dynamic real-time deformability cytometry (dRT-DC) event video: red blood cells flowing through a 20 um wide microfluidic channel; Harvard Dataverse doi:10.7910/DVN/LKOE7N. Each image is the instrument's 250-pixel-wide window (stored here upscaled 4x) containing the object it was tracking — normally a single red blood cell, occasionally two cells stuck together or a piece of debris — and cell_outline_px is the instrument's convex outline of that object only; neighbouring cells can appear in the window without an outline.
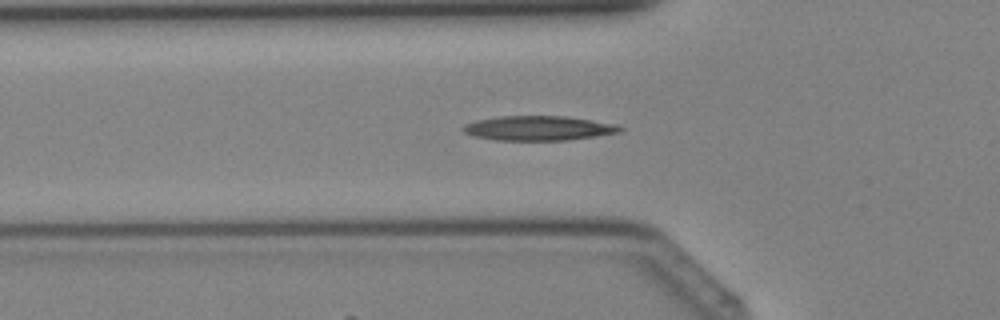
{"species": "Egyptian fruit bat (a non-hibernating species)", "species_latin": "Rousettus aegyptiacus", "temperature_condition": "cold", "stored_images_in_passage": 32, "camera_frame_rate_fps": 3000, "um_per_image_px": 0.085, "animal": {"sex": "female"}, "frame": {"image": 1, "passage_image": 6, "time_ms": 1.667, "image_size_px": [1000, 320], "cell_outline_px": [[624, 128], [620, 132], [596, 136], [568, 140], [496, 140], [476, 136], [464, 132], [460, 128], [464, 124], [476, 120], [500, 116], [564, 116], [616, 124]], "centroid_in_image_um": [45.76, 10.89], "position_along_channel_um": 80.0, "area_um2": 22.37}}
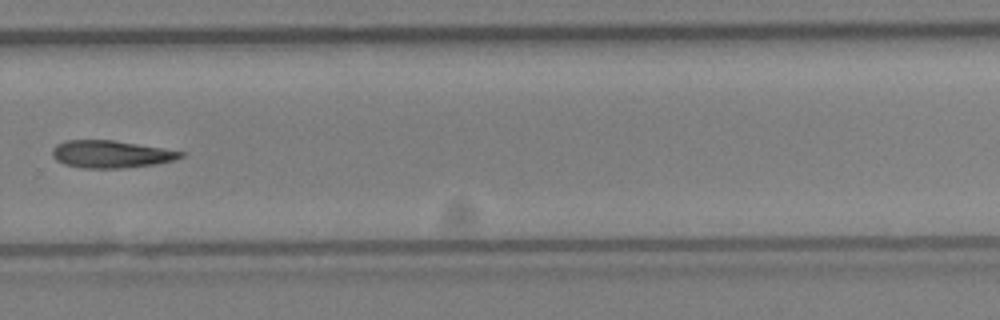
{"frame": {"image": 2, "passage_image": 20, "time_ms": 6.333, "image_size_px": [1000, 320], "cell_outline_px": [[184, 156], [172, 160], [156, 164], [120, 168], [84, 168], [64, 164], [56, 160], [52, 156], [52, 148], [56, 144], [64, 140], [112, 140], [184, 152]], "centroid_in_image_um": [9.36, 13.1], "position_along_channel_um": 320.4, "area_um2": 20.29}}
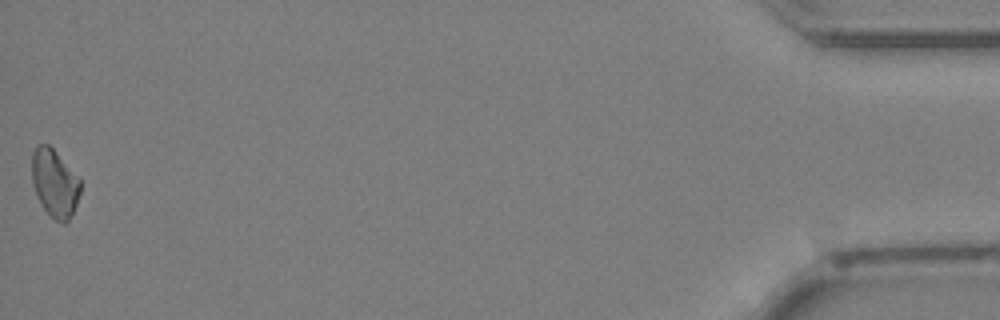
{"frame": {"image": 3, "passage_image": 32, "time_ms": 10.333, "image_size_px": [1000, 320], "cell_outline_px": [[80, 192], [76, 204], [68, 220], [64, 224], [56, 220], [44, 208], [36, 196], [32, 184], [32, 152], [36, 144], [48, 144], [80, 176]], "centroid_in_image_um": [4.64, 15.53], "position_along_channel_um": 430.6, "area_um2": 19.19}}